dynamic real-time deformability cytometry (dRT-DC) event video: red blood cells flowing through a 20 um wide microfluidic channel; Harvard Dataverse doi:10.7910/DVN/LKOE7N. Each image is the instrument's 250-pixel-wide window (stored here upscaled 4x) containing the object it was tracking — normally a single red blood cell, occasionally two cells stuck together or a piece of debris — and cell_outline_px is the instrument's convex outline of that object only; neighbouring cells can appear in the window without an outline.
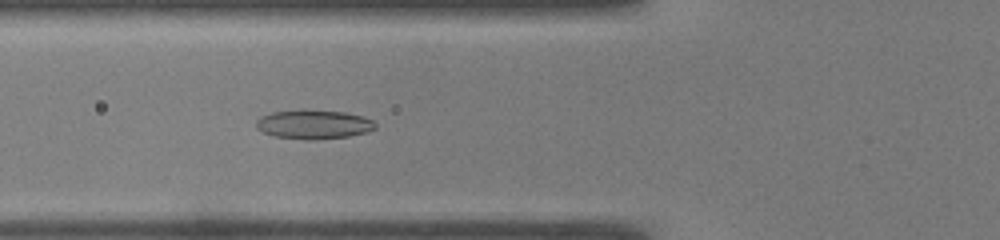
{"species": "common noctule bat (a hibernating species)", "species_latin": "Nyctalus noctula", "temperature_condition": "warm", "stored_images_in_passage": 43, "camera_frame_rate_fps": 3000, "um_per_image_px": 0.085, "animal": {"sex": "male", "body_mass_g": 19.0, "forearm_length_mm": 50.8}, "frame": {"image": 1, "passage_image": 10, "time_ms": 3.0, "image_size_px": [1000, 240], "cell_outline_px": [[372, 128], [360, 132], [344, 136], [280, 136], [268, 132], [268, 116], [280, 112], [336, 112], [356, 116], [368, 120]], "centroid_in_image_um": [26.86, 10.55], "position_along_channel_um": 98.9, "area_um2": 15.78}}
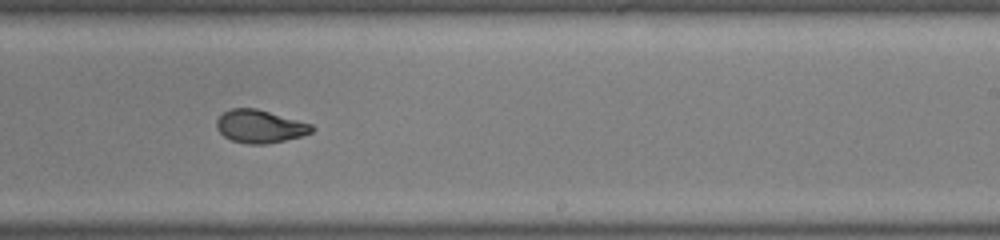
{"frame": {"image": 2, "passage_image": 23, "time_ms": 7.333, "image_size_px": [1000, 240], "cell_outline_px": [[312, 132], [280, 140], [232, 140], [224, 136], [220, 132], [220, 116], [224, 112], [236, 108], [252, 108], [308, 124], [312, 128]], "centroid_in_image_um": [22.05, 10.68], "position_along_channel_um": 266.9, "area_um2": 15.95}}
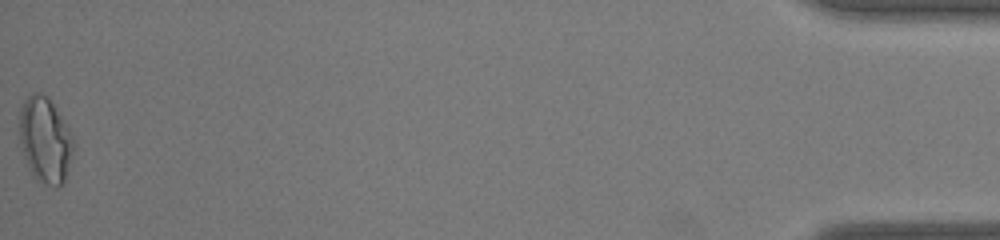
{"frame": {"image": 3, "passage_image": 43, "time_ms": 14.0, "image_size_px": [1000, 240], "cell_outline_px": [[64, 172], [60, 184], [44, 176], [36, 168], [32, 160], [28, 148], [24, 132], [24, 120], [28, 108], [32, 100], [48, 100], [56, 116], [64, 140]], "centroid_in_image_um": [3.82, 11.89], "position_along_channel_um": 431.4, "area_um2": 17.63}, "authors_computed_cell_mechanics": {"area_um2": 16.7042, "velocity_mm_per_s": 3.8766, "shape_relaxation_time_tau1_ms": null, "shape_relaxation_time_tau2_ms": 1.1791, "deformation_change_tau1": null, "deformation_change_tau2": 0.0533}}